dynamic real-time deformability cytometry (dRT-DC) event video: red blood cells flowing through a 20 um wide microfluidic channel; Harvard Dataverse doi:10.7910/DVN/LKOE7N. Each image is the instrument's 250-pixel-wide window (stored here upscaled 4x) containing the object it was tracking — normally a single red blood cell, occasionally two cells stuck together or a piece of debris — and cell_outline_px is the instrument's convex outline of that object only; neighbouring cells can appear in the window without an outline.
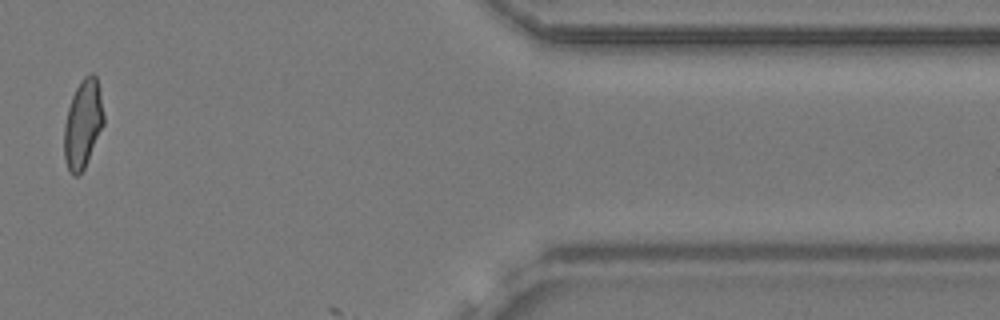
{"species": "common noctule bat (a hibernating species)", "species_latin": "Nyctalus noctula", "temperature_condition": "cold", "stored_images_in_passage": 14, "camera_frame_rate_fps": 3000, "um_per_image_px": 0.085, "animal": {"sex": "female", "body_mass_g": 24.6, "forearm_length_mm": 56.2}, "frame": {"image": 1, "passage_image": 13, "time_ms": 4.0, "image_size_px": [1000, 320], "cell_outline_px": [[104, 124], [84, 168], [80, 176], [72, 176], [64, 160], [64, 124], [68, 108], [72, 96], [80, 80], [84, 76], [92, 72], [96, 76], [100, 88], [104, 116]], "centroid_in_image_um": [7.04, 10.52], "position_along_channel_um": 404.4, "area_um2": 20.58}}